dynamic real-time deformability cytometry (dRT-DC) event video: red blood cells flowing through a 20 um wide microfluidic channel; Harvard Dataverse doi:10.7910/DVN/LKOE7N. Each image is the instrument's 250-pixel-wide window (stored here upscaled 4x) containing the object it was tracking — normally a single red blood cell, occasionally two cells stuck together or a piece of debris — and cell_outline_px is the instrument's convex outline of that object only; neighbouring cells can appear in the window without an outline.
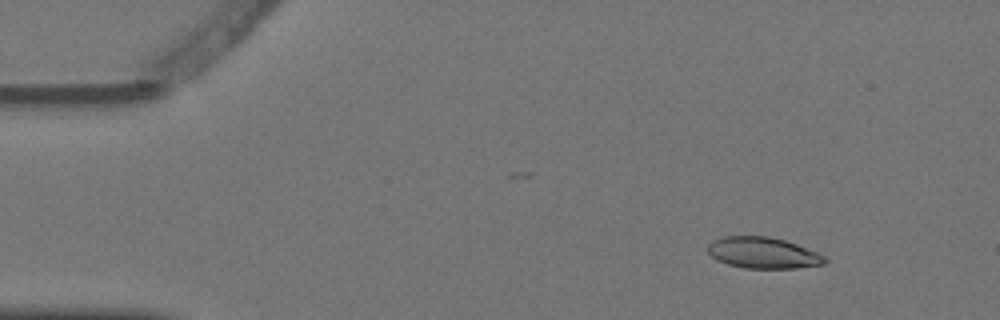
{"species": "Egyptian fruit bat (a non-hibernating species)", "species_latin": "Rousettus aegyptiacus", "temperature_condition": "warm", "stored_images_in_passage": 4, "camera_frame_rate_fps": 3000, "um_per_image_px": 0.085, "animal": {"sex": "female"}, "frame": {"image": 1, "passage_image": 1, "time_ms": 0.0, "image_size_px": [1000, 320], "cell_outline_px": [[828, 260], [824, 264], [796, 268], [744, 268], [728, 264], [716, 260], [708, 252], [708, 244], [712, 240], [724, 236], [768, 236], [784, 240], [796, 244], [816, 252], [824, 256]], "centroid_in_image_um": [64.83, 21.49], "position_along_channel_um": 20.2, "area_um2": 21.21}}
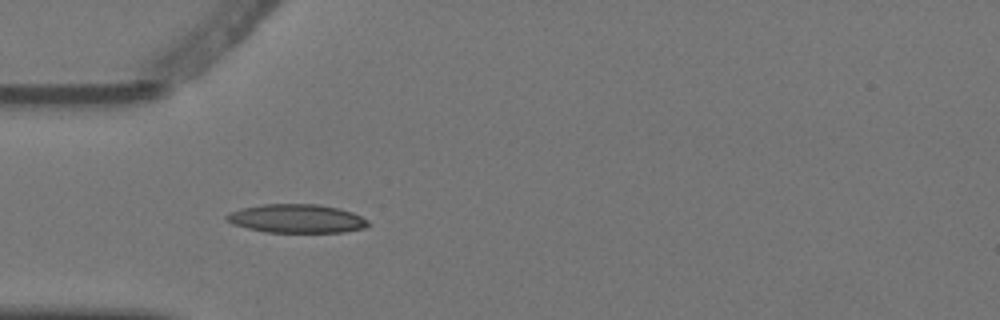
{"frame": {"image": 2, "passage_image": 3, "time_ms": 0.667, "image_size_px": [1000, 320], "cell_outline_px": [[368, 224], [364, 228], [344, 232], [264, 232], [232, 224], [224, 220], [224, 216], [228, 212], [240, 208], [264, 204], [320, 204], [340, 208], [352, 212], [368, 220]], "centroid_in_image_um": [25.16, 18.57], "position_along_channel_um": 59.8, "area_um2": 23.81}}
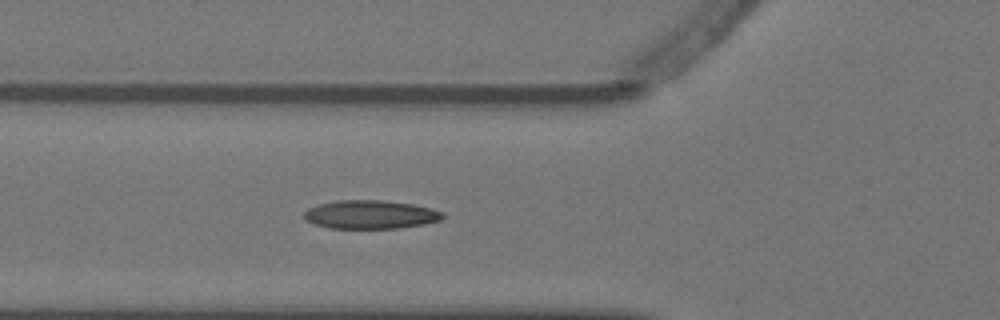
{"frame": {"image": 3, "passage_image": 4, "time_ms": 1.0, "image_size_px": [1000, 320], "cell_outline_px": [[444, 216], [440, 220], [424, 224], [400, 228], [328, 228], [304, 220], [304, 212], [308, 208], [320, 204], [336, 200], [384, 200], [412, 204], [432, 208], [444, 212]], "centroid_in_image_um": [31.5, 18.23], "position_along_channel_um": 94.3, "area_um2": 23.12}}